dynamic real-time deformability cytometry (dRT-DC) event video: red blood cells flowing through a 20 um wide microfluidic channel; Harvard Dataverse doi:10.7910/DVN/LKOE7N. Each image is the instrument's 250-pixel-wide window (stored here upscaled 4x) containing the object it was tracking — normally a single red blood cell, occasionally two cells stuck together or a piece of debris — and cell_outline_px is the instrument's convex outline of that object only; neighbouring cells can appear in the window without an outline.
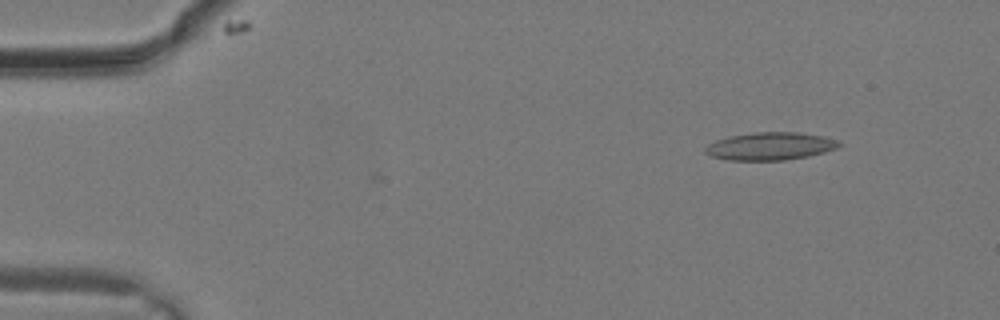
{"species": "common noctule bat (a hibernating species)", "species_latin": "Nyctalus noctula", "temperature_condition": "warm", "stored_images_in_passage": 15, "camera_frame_rate_fps": 3000, "um_per_image_px": 0.085, "animal": {"sex": "male", "body_mass_g": 19.2, "forearm_length_mm": 51.8}, "frame": {"image": 1, "passage_image": 1, "time_ms": 0.0, "image_size_px": [1000, 320], "cell_outline_px": [[840, 144], [836, 148], [824, 152], [808, 156], [784, 160], [728, 160], [712, 156], [704, 152], [704, 148], [708, 144], [716, 140], [728, 136], [752, 132], [800, 132], [824, 136], [840, 140]], "centroid_in_image_um": [65.46, 12.41], "position_along_channel_um": 19.5, "area_um2": 21.73}}
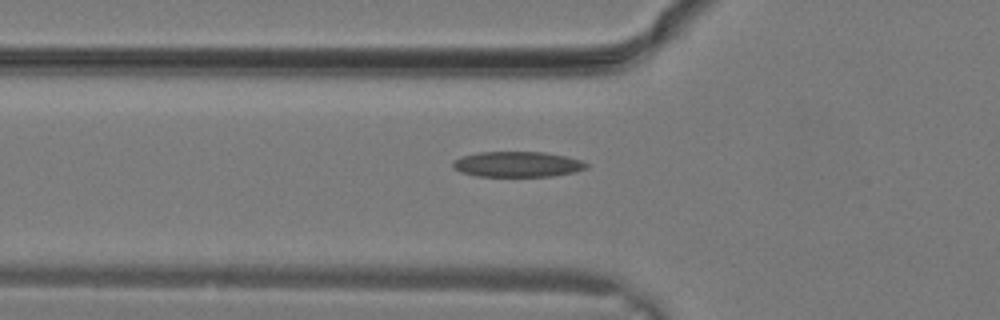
{"frame": {"image": 2, "passage_image": 8, "time_ms": 2.333, "image_size_px": [1000, 320], "cell_outline_px": [[588, 168], [576, 172], [552, 176], [476, 176], [460, 172], [452, 168], [452, 160], [460, 156], [480, 152], [544, 152], [584, 160], [588, 164]], "centroid_in_image_um": [43.97, 13.96], "position_along_channel_um": 81.8, "area_um2": 20.06}}
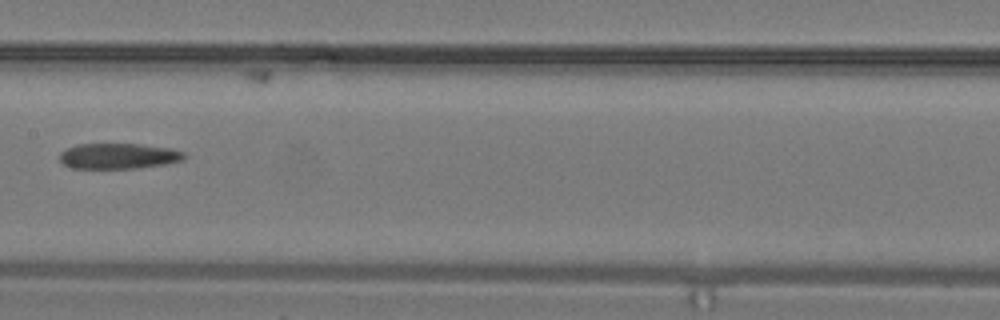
{"frame": {"image": 3, "passage_image": 13, "time_ms": 4.0, "image_size_px": [1000, 320], "cell_outline_px": [[184, 160], [164, 164], [140, 168], [72, 168], [64, 164], [60, 160], [60, 152], [68, 148], [80, 144], [136, 144], [172, 148], [184, 152]], "centroid_in_image_um": [10.09, 13.26], "position_along_channel_um": 197.3, "area_um2": 18.44}}